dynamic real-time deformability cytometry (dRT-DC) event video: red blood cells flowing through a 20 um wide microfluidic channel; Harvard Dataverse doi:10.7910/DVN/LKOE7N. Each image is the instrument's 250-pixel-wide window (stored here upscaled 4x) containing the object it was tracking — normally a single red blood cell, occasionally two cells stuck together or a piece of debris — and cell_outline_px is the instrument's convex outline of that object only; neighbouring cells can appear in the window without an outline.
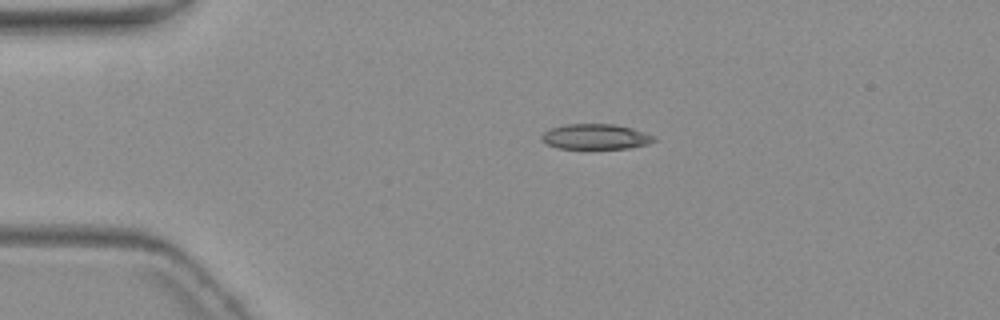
{"species": "common noctule bat (a hibernating species)", "species_latin": "Nyctalus noctula", "temperature_condition": "warm", "stored_images_in_passage": 4, "camera_frame_rate_fps": 3000, "um_per_image_px": 0.085, "animal": {"sex": "female", "body_mass_g": 19.3, "forearm_length_mm": 54.1}, "frame": {"image": 1, "passage_image": 2, "time_ms": 1.333, "image_size_px": [1000, 320], "cell_outline_px": [[656, 140], [648, 144], [628, 148], [556, 148], [540, 140], [540, 136], [548, 128], [564, 124], [612, 124], [632, 128], [656, 136]], "centroid_in_image_um": [50.6, 11.61], "position_along_channel_um": 34.4, "area_um2": 16.65}}
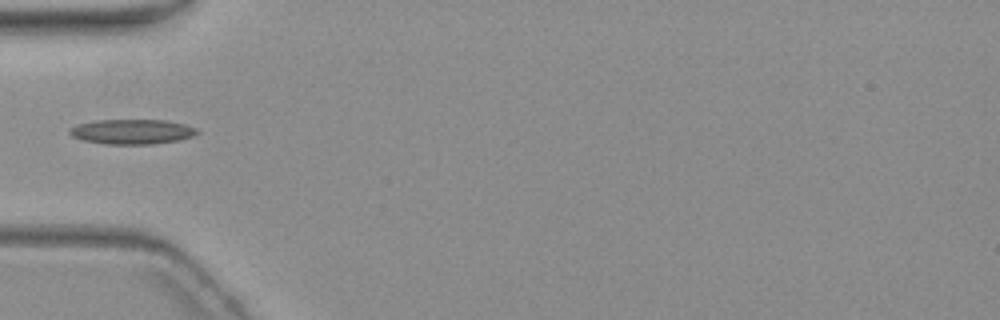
{"frame": {"image": 2, "passage_image": 4, "time_ms": 3.667, "image_size_px": [1000, 320], "cell_outline_px": [[200, 132], [192, 136], [176, 140], [152, 144], [104, 144], [84, 140], [72, 136], [68, 132], [68, 128], [76, 124], [96, 120], [164, 120], [184, 124], [196, 128]], "centroid_in_image_um": [11.18, 11.18], "position_along_channel_um": 73.8, "area_um2": 18.44}}